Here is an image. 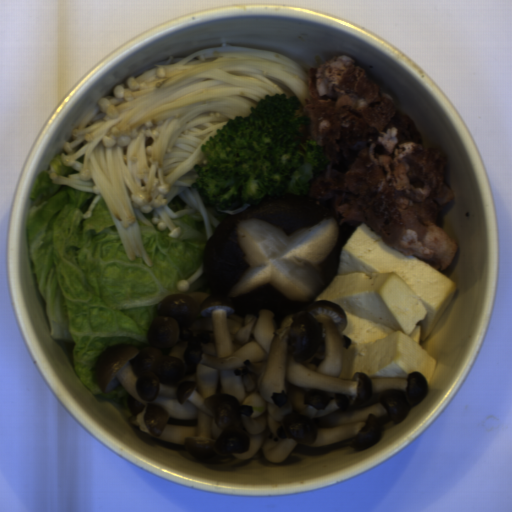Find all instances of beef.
I'll return each mask as SVG.
<instances>
[{
  "label": "beef",
  "mask_w": 512,
  "mask_h": 512,
  "mask_svg": "<svg viewBox=\"0 0 512 512\" xmlns=\"http://www.w3.org/2000/svg\"><path fill=\"white\" fill-rule=\"evenodd\" d=\"M297 116L304 139L328 160L307 198L338 226H367L383 243L445 272L456 243L440 224L455 197L447 155L425 142L414 121L351 55L309 66Z\"/></svg>",
  "instance_id": "33117281"
}]
</instances>
